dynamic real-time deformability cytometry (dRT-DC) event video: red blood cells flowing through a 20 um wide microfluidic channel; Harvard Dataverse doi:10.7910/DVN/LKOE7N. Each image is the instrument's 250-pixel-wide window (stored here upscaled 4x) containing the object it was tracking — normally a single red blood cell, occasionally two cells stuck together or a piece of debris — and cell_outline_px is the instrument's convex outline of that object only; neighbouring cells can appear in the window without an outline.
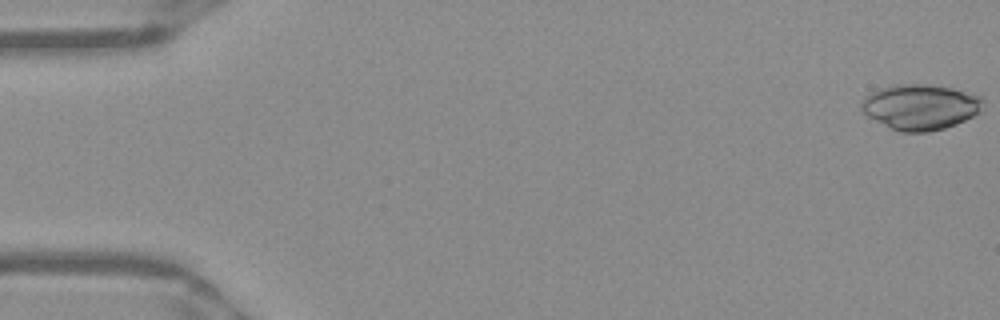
{"species": "Egyptian fruit bat (a non-hibernating species)", "species_latin": "Rousettus aegyptiacus", "temperature_condition": "warm", "stored_images_in_passage": 9, "camera_frame_rate_fps": 3000, "um_per_image_px": 0.085, "frame": {"image": 1, "passage_image": 1, "time_ms": 0.0, "image_size_px": [1000, 320], "cell_outline_px": [[984, 100], [976, 112], [972, 116], [956, 124], [944, 128], [928, 132], [900, 132], [888, 128], [860, 112], [860, 100], [864, 96], [880, 88], [892, 84], [928, 84], [952, 88], [980, 96]], "centroid_in_image_um": [78.13, 9.09], "position_along_channel_um": 6.9, "area_um2": 32.37}}